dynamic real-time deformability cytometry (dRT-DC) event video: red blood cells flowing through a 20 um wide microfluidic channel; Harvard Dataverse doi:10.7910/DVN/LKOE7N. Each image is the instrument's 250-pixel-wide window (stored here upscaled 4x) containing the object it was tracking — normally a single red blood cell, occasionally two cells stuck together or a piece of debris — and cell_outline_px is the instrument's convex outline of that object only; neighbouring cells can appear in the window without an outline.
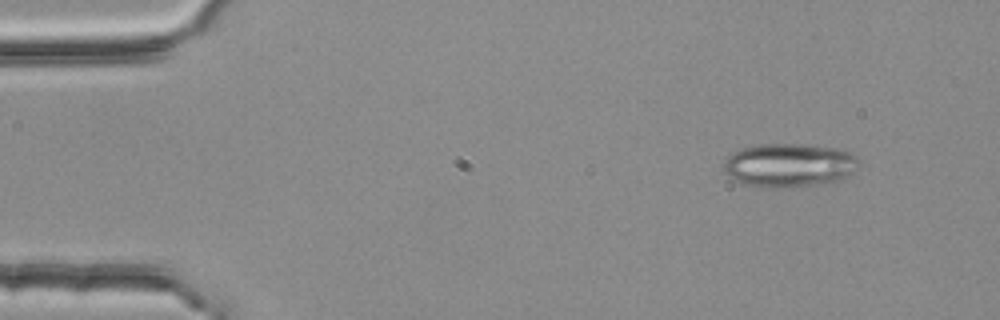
{"species": "common noctule bat (a hibernating species)", "species_latin": "Nyctalus noctula", "temperature_condition": "room temperature", "stored_images_in_passage": 3, "camera_frame_rate_fps": 3000, "um_per_image_px": 0.085, "animal": {"sex": "female", "body_mass_g": 25.1}, "frame": {"image": 1, "passage_image": 1, "time_ms": 0.0, "image_size_px": [1000, 320], "cell_outline_px": [[860, 160], [852, 172], [840, 180], [824, 184], [788, 188], [772, 188], [748, 184], [736, 180], [728, 176], [724, 172], [724, 160], [728, 156], [740, 148], [760, 144], [804, 144], [840, 148], [856, 156]], "centroid_in_image_um": [67.09, 14.04], "position_along_channel_um": 17.9, "area_um2": 34.62}}